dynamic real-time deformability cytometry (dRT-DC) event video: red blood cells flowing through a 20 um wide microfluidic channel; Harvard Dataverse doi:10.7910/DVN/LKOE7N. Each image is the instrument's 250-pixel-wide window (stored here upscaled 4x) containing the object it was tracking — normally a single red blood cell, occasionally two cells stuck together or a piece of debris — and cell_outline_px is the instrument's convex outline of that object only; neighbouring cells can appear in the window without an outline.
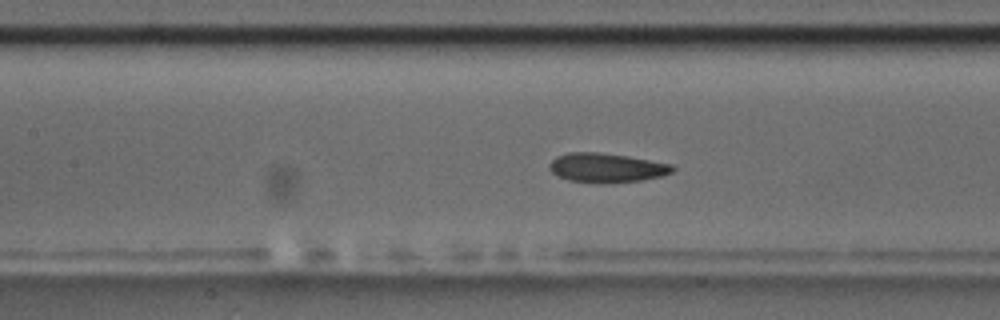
{"species": "common noctule bat (a hibernating species)", "species_latin": "Nyctalus noctula", "temperature_condition": "room temperature", "stored_images_in_passage": 45, "camera_frame_rate_fps": 3000, "um_per_image_px": 0.085, "animal": {"sex": "male", "body_mass_g": 17.5, "forearm_length_mm": 52.3}, "frame": {"image": 1, "passage_image": 13, "time_ms": 4.0, "image_size_px": [1000, 320], "cell_outline_px": [[676, 168], [672, 172], [664, 176], [644, 180], [604, 184], [600, 184], [568, 180], [556, 176], [548, 168], [548, 164], [556, 156], [568, 152], [596, 152], [628, 156], [672, 164]], "centroid_in_image_um": [51.55, 14.27], "position_along_channel_um": 155.9, "area_um2": 21.44}}
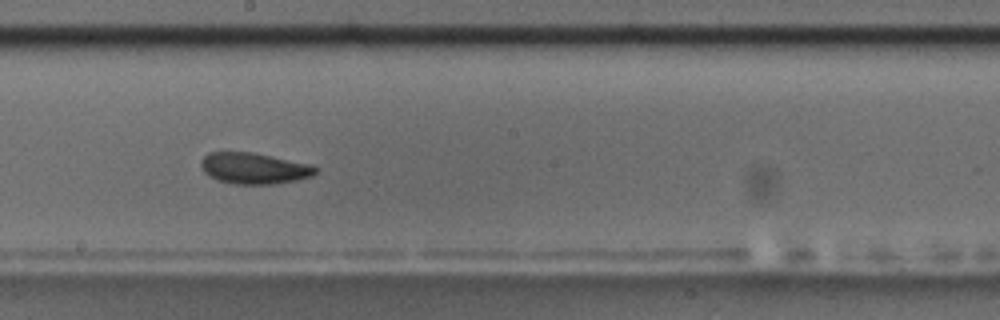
{"frame": {"image": 2, "passage_image": 19, "time_ms": 6.0, "image_size_px": [1000, 320], "cell_outline_px": [[320, 168], [312, 176], [296, 180], [272, 184], [232, 184], [216, 180], [208, 176], [204, 172], [200, 164], [200, 160], [208, 152], [252, 152], [312, 164]], "centroid_in_image_um": [21.59, 14.3], "position_along_channel_um": 226.6, "area_um2": 21.04}}
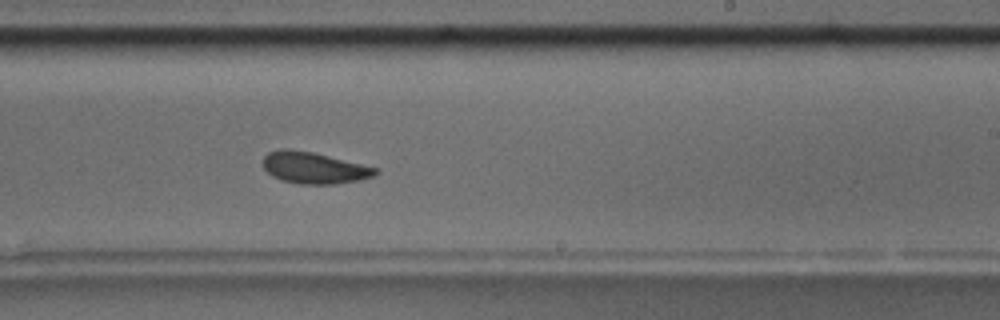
{"frame": {"image": 3, "passage_image": 22, "time_ms": 7.0, "image_size_px": [1000, 320], "cell_outline_px": [[380, 172], [376, 176], [360, 180], [332, 184], [300, 184], [284, 180], [272, 176], [264, 168], [264, 156], [268, 152], [280, 148], [288, 148], [312, 152], [376, 168]], "centroid_in_image_um": [26.69, 14.26], "position_along_channel_um": 262.3, "area_um2": 20.46}, "authors_computed_cell_mechanics": {"area_um2": 20.9814, "velocity_mm_per_s": 3.5687, "shape_relaxation_time_tau1_ms": 3.9987, "shape_relaxation_time_tau2_ms": 1.959, "deformation_change_tau1": 0.1303, "deformation_change_tau2": 0.0815}}